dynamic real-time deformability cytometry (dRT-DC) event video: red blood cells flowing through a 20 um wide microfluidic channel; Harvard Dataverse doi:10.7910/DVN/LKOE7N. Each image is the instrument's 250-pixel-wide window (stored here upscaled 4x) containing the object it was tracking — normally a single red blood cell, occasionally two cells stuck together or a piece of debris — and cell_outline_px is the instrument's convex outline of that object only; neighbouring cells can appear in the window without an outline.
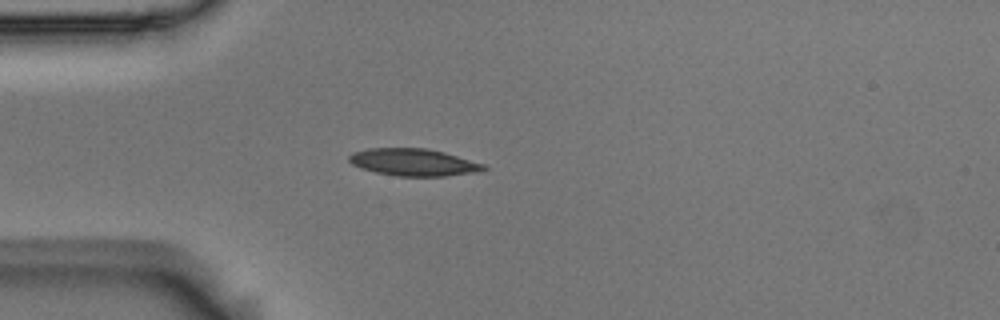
{"species": "Egyptian fruit bat (a non-hibernating species)", "species_latin": "Rousettus aegyptiacus", "temperature_condition": "room temperature", "stored_images_in_passage": 4, "camera_frame_rate_fps": 3000, "um_per_image_px": 0.085, "animal": {"sex": "male"}, "frame": {"image": 1, "passage_image": 4, "time_ms": 1.0, "image_size_px": [1000, 320], "cell_outline_px": [[488, 168], [480, 172], [444, 176], [396, 176], [376, 172], [360, 168], [352, 164], [348, 160], [348, 156], [352, 152], [368, 148], [424, 148], [444, 152], [484, 164]], "centroid_in_image_um": [35.13, 13.79], "position_along_channel_um": 49.9, "area_um2": 21.39}}